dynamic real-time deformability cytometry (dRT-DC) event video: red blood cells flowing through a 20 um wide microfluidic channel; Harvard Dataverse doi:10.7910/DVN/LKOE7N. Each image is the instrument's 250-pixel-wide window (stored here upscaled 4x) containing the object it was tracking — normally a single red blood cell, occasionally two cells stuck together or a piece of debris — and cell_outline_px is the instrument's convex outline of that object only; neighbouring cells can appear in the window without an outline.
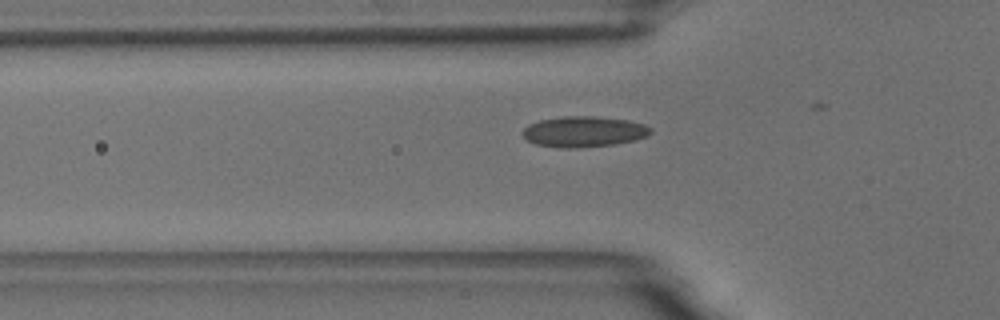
{"species": "common noctule bat (a hibernating species)", "species_latin": "Nyctalus noctula", "temperature_condition": "room temperature", "stored_images_in_passage": 12, "camera_frame_rate_fps": 3000, "um_per_image_px": 0.085, "animal": {"sex": "male", "body_mass_g": 18.8}, "frame": {"image": 1, "passage_image": 10, "time_ms": 3.0, "image_size_px": [1000, 320], "cell_outline_px": [[652, 132], [648, 136], [636, 140], [612, 144], [576, 148], [560, 148], [536, 144], [528, 140], [520, 132], [528, 124], [540, 120], [564, 116], [596, 116], [628, 120], [644, 124], [652, 128]], "centroid_in_image_um": [49.63, 11.18], "position_along_channel_um": 76.2, "area_um2": 23.0}}